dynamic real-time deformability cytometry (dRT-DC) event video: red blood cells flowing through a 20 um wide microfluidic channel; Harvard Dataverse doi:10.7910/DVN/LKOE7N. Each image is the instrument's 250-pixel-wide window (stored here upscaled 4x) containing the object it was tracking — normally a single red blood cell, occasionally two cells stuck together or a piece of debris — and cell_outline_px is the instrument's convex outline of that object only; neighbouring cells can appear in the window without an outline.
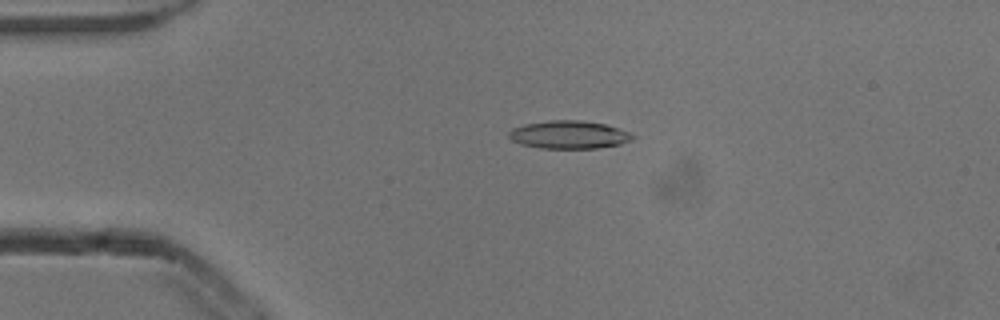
{"species": "common noctule bat (a hibernating species)", "species_latin": "Nyctalus noctula", "temperature_condition": "cold", "stored_images_in_passage": 4, "camera_frame_rate_fps": 3000, "um_per_image_px": 0.085, "animal": {"sex": "male", "body_mass_g": 13.3}, "frame": {"image": 1, "passage_image": 4, "time_ms": 1.0, "image_size_px": [1000, 320], "cell_outline_px": [[636, 136], [632, 140], [620, 144], [596, 148], [540, 148], [520, 144], [512, 140], [508, 136], [508, 132], [512, 128], [524, 124], [552, 120], [580, 120], [604, 124], [628, 132]], "centroid_in_image_um": [48.33, 11.45], "position_along_channel_um": 36.7, "area_um2": 20.06}}